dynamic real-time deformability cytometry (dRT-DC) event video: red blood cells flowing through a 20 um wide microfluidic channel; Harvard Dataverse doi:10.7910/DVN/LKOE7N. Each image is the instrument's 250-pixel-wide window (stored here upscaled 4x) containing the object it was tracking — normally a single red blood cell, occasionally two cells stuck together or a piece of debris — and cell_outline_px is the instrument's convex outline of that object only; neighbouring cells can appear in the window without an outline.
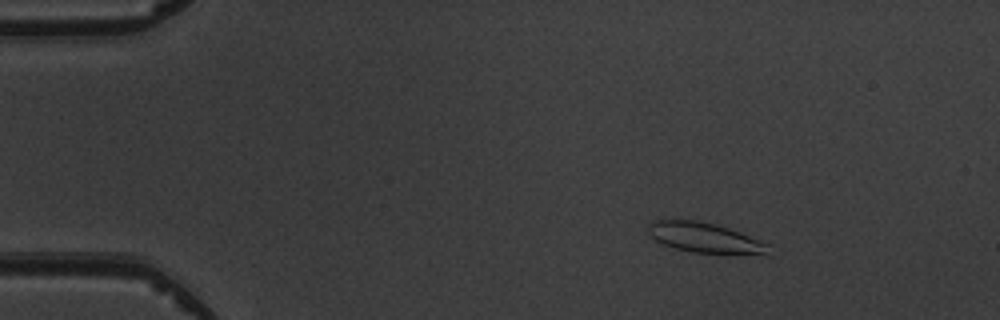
{"species": "common noctule bat (a hibernating species)", "species_latin": "Nyctalus noctula", "temperature_condition": "warm", "stored_images_in_passage": 5, "camera_frame_rate_fps": 3000, "um_per_image_px": 0.085, "animal": {"sex": "male", "body_mass_g": 19.5, "forearm_length_mm": 54.6}, "frame": {"image": 1, "passage_image": 2, "time_ms": 1.0, "image_size_px": [1000, 320], "cell_outline_px": [[768, 256], [692, 252], [676, 248], [664, 244], [656, 240], [648, 232], [648, 224], [656, 220], [700, 220], [716, 224], [740, 232], [768, 244]], "centroid_in_image_um": [59.97, 20.22], "position_along_channel_um": 25.0, "area_um2": 21.21}}
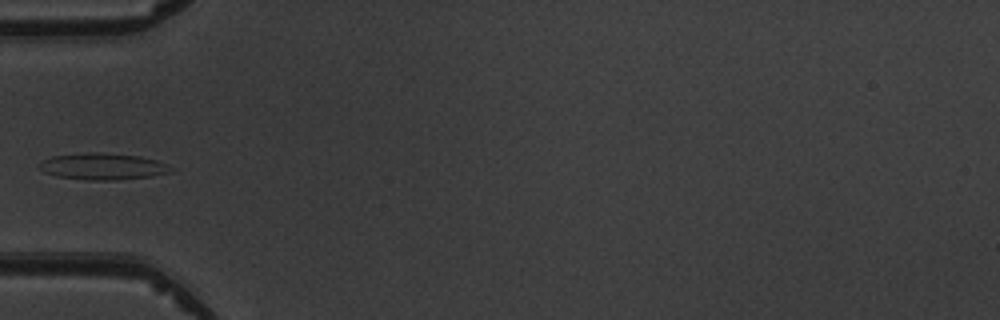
{"frame": {"image": 2, "passage_image": 5, "time_ms": 4.333, "image_size_px": [1000, 320], "cell_outline_px": [[172, 172], [152, 176], [116, 180], [84, 180], [56, 176], [44, 172], [40, 168], [40, 164], [44, 160], [52, 156], [88, 152], [100, 152], [140, 156], [156, 160], [172, 168]], "centroid_in_image_um": [8.74, 14.15], "position_along_channel_um": 76.3, "area_um2": 20.29}}